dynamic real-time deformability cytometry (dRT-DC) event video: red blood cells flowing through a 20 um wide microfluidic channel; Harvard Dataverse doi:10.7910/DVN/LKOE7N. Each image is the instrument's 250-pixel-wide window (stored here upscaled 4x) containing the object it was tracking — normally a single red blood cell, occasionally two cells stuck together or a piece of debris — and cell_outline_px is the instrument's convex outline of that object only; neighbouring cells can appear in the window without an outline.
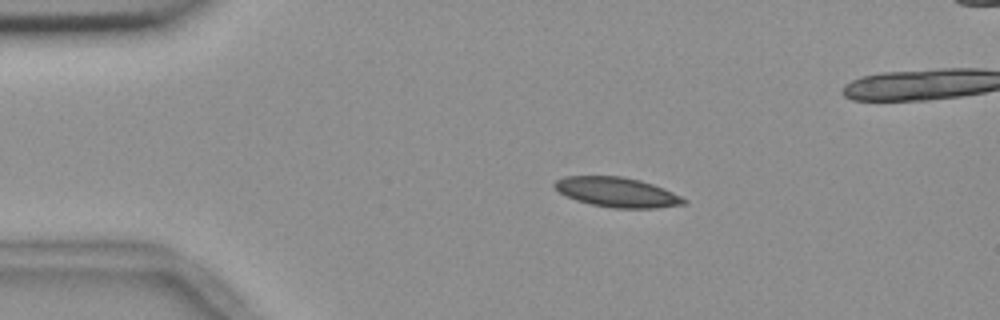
{"species": "common noctule bat (a hibernating species)", "species_latin": "Nyctalus noctula", "temperature_condition": "room temperature", "stored_images_in_passage": 47, "camera_frame_rate_fps": 3000, "um_per_image_px": 0.085, "animal": {"sex": "female", "body_mass_g": 18.4}, "frame": {"image": 1, "passage_image": 1, "time_ms": 0.0, "image_size_px": [1000, 320], "cell_outline_px": [[688, 200], [684, 204], [656, 208], [612, 208], [592, 204], [576, 200], [564, 196], [552, 184], [556, 180], [564, 176], [620, 176], [640, 180], [664, 188]], "centroid_in_image_um": [52.43, 16.33], "position_along_channel_um": 32.6, "area_um2": 22.37}}
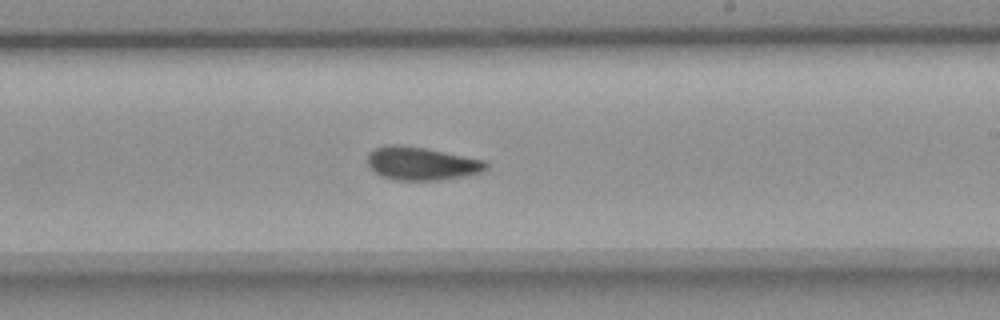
{"frame": {"image": 2, "passage_image": 23, "time_ms": 7.333, "image_size_px": [1000, 320], "cell_outline_px": [[488, 168], [480, 172], [464, 176], [440, 180], [396, 180], [380, 176], [368, 168], [368, 152], [376, 148], [388, 144], [396, 144], [424, 148], [484, 160], [488, 164]], "centroid_in_image_um": [35.78, 13.9], "position_along_channel_um": 253.2, "area_um2": 22.89}}
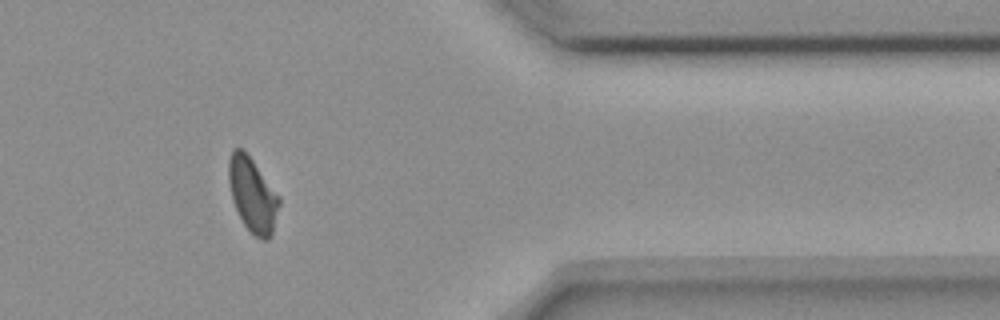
{"frame": {"image": 3, "passage_image": 36, "time_ms": 11.667, "image_size_px": [1000, 320], "cell_outline_px": [[280, 204], [272, 236], [268, 240], [264, 240], [248, 232], [232, 200], [228, 180], [228, 160], [232, 148], [244, 148], [280, 196]], "centroid_in_image_um": [21.47, 16.54], "position_along_channel_um": 389.9, "area_um2": 22.25}}